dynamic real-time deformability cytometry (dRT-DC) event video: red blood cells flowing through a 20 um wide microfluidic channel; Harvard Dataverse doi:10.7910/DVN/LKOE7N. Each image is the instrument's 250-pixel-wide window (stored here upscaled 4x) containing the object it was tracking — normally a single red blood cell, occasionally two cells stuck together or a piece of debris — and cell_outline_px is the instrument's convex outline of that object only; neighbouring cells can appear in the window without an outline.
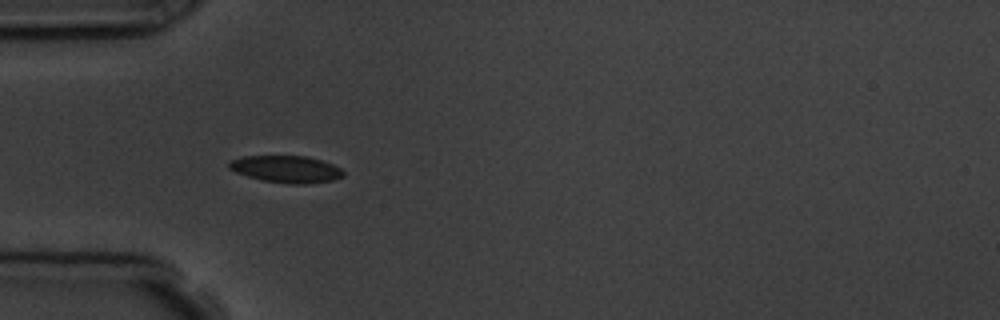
{"species": "common noctule bat (a hibernating species)", "species_latin": "Nyctalus noctula", "temperature_condition": "room temperature", "stored_images_in_passage": 1, "camera_frame_rate_fps": 3000, "um_per_image_px": 0.085, "animal": {"sex": "male", "body_mass_g": 19.5, "forearm_length_mm": 54.6}, "frame": {"image": 1, "passage_image": 1, "time_ms": 0.0, "image_size_px": [1000, 320], "cell_outline_px": [[344, 176], [332, 180], [304, 184], [288, 184], [264, 180], [248, 176], [236, 172], [228, 168], [228, 164], [232, 160], [244, 156], [308, 156], [332, 164], [340, 168], [344, 172]], "centroid_in_image_um": [24.34, 14.37], "position_along_channel_um": 60.7, "area_um2": 17.8}}